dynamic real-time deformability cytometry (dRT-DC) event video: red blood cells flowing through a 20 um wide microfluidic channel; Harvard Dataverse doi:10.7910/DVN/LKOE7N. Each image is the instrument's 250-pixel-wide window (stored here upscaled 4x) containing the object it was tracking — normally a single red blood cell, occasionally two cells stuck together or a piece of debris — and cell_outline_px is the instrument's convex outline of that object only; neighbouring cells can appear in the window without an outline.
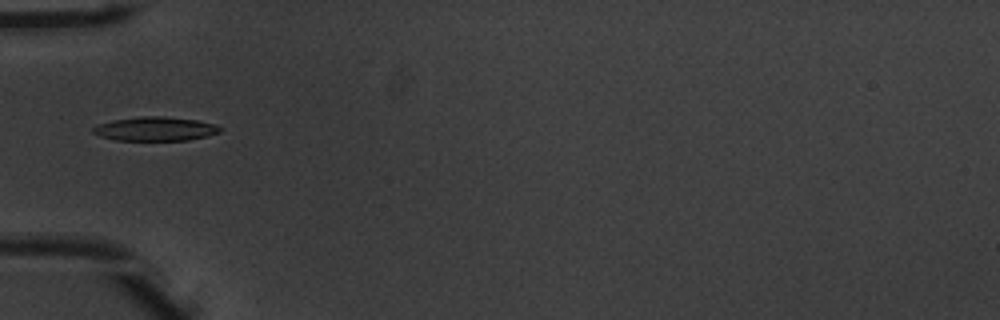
{"species": "common noctule bat (a hibernating species)", "species_latin": "Nyctalus noctula", "temperature_condition": "warm", "stored_images_in_passage": 11, "camera_frame_rate_fps": 3000, "um_per_image_px": 0.085, "animal": {"sex": "male", "body_mass_g": 20.1, "forearm_length_mm": 53.5}, "frame": {"image": 1, "passage_image": 1, "time_ms": 0.0, "image_size_px": [1000, 320], "cell_outline_px": [[224, 128], [220, 132], [208, 136], [188, 140], [116, 140], [100, 136], [92, 132], [92, 128], [100, 124], [112, 120], [140, 116], [160, 116], [196, 120], [216, 124]], "centroid_in_image_um": [13.24, 10.95], "position_along_channel_um": 71.8, "area_um2": 17.74}}